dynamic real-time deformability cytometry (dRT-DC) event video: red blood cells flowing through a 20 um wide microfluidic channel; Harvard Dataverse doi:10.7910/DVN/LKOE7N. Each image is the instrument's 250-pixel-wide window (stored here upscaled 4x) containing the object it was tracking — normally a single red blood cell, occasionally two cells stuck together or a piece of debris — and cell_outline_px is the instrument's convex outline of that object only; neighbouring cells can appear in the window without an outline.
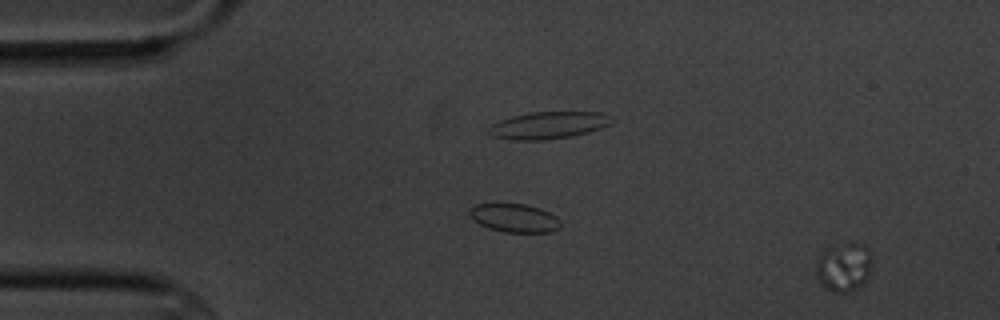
{"species": "common noctule bat (a hibernating species)", "species_latin": "Nyctalus noctula", "temperature_condition": "cold", "stored_images_in_passage": 4, "camera_frame_rate_fps": 3000, "um_per_image_px": 0.085, "animal": {"sex": "male", "body_mass_g": 20.1, "forearm_length_mm": 53.5}, "frame": {"image": 1, "passage_image": 4, "time_ms": 3.667, "image_size_px": [1000, 320], "cell_outline_px": [[872, 264], [868, 276], [856, 288], [848, 292], [832, 292], [824, 288], [820, 284], [816, 276], [816, 264], [820, 252], [824, 248], [848, 240], [864, 244], [868, 248], [872, 256]], "centroid_in_image_um": [71.7, 22.63], "position_along_channel_um": 13.3, "area_um2": 16.53}}